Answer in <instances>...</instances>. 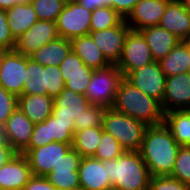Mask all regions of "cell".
I'll use <instances>...</instances> for the list:
<instances>
[{"mask_svg": "<svg viewBox=\"0 0 190 190\" xmlns=\"http://www.w3.org/2000/svg\"><path fill=\"white\" fill-rule=\"evenodd\" d=\"M180 147L163 123L146 127L139 152L151 176H167L172 173Z\"/></svg>", "mask_w": 190, "mask_h": 190, "instance_id": "obj_1", "label": "cell"}, {"mask_svg": "<svg viewBox=\"0 0 190 190\" xmlns=\"http://www.w3.org/2000/svg\"><path fill=\"white\" fill-rule=\"evenodd\" d=\"M112 108L143 122L146 126L163 124L164 112L161 104L134 87L125 78L120 81Z\"/></svg>", "mask_w": 190, "mask_h": 190, "instance_id": "obj_2", "label": "cell"}, {"mask_svg": "<svg viewBox=\"0 0 190 190\" xmlns=\"http://www.w3.org/2000/svg\"><path fill=\"white\" fill-rule=\"evenodd\" d=\"M111 186L118 190H147L151 174L139 151H125L119 158L104 161Z\"/></svg>", "mask_w": 190, "mask_h": 190, "instance_id": "obj_3", "label": "cell"}, {"mask_svg": "<svg viewBox=\"0 0 190 190\" xmlns=\"http://www.w3.org/2000/svg\"><path fill=\"white\" fill-rule=\"evenodd\" d=\"M102 127L120 143L125 151H140L147 126L113 108H107Z\"/></svg>", "mask_w": 190, "mask_h": 190, "instance_id": "obj_4", "label": "cell"}, {"mask_svg": "<svg viewBox=\"0 0 190 190\" xmlns=\"http://www.w3.org/2000/svg\"><path fill=\"white\" fill-rule=\"evenodd\" d=\"M22 94L48 95L53 99L65 88V82L59 66H45L34 62L27 56V78Z\"/></svg>", "mask_w": 190, "mask_h": 190, "instance_id": "obj_5", "label": "cell"}, {"mask_svg": "<svg viewBox=\"0 0 190 190\" xmlns=\"http://www.w3.org/2000/svg\"><path fill=\"white\" fill-rule=\"evenodd\" d=\"M124 78L116 64L94 70L85 96L91 105L112 108L120 81Z\"/></svg>", "mask_w": 190, "mask_h": 190, "instance_id": "obj_6", "label": "cell"}, {"mask_svg": "<svg viewBox=\"0 0 190 190\" xmlns=\"http://www.w3.org/2000/svg\"><path fill=\"white\" fill-rule=\"evenodd\" d=\"M92 11L84 8L75 0H67L59 14L56 26L59 37L72 38L89 35Z\"/></svg>", "mask_w": 190, "mask_h": 190, "instance_id": "obj_7", "label": "cell"}, {"mask_svg": "<svg viewBox=\"0 0 190 190\" xmlns=\"http://www.w3.org/2000/svg\"><path fill=\"white\" fill-rule=\"evenodd\" d=\"M149 46L142 33L130 29L126 35L121 58L116 64L125 77L131 71L153 62Z\"/></svg>", "mask_w": 190, "mask_h": 190, "instance_id": "obj_8", "label": "cell"}, {"mask_svg": "<svg viewBox=\"0 0 190 190\" xmlns=\"http://www.w3.org/2000/svg\"><path fill=\"white\" fill-rule=\"evenodd\" d=\"M71 148L72 143L54 141L39 148L24 149L21 154L28 159L34 176H46Z\"/></svg>", "mask_w": 190, "mask_h": 190, "instance_id": "obj_9", "label": "cell"}, {"mask_svg": "<svg viewBox=\"0 0 190 190\" xmlns=\"http://www.w3.org/2000/svg\"><path fill=\"white\" fill-rule=\"evenodd\" d=\"M74 121L56 120L52 115L45 121L36 123L25 149L39 148L51 142L73 143Z\"/></svg>", "mask_w": 190, "mask_h": 190, "instance_id": "obj_10", "label": "cell"}, {"mask_svg": "<svg viewBox=\"0 0 190 190\" xmlns=\"http://www.w3.org/2000/svg\"><path fill=\"white\" fill-rule=\"evenodd\" d=\"M124 78L134 87L162 104L166 75L162 71L159 62L153 61L146 66L131 71Z\"/></svg>", "mask_w": 190, "mask_h": 190, "instance_id": "obj_11", "label": "cell"}, {"mask_svg": "<svg viewBox=\"0 0 190 190\" xmlns=\"http://www.w3.org/2000/svg\"><path fill=\"white\" fill-rule=\"evenodd\" d=\"M27 78V56L15 50L7 51L0 65V85L19 97Z\"/></svg>", "mask_w": 190, "mask_h": 190, "instance_id": "obj_12", "label": "cell"}, {"mask_svg": "<svg viewBox=\"0 0 190 190\" xmlns=\"http://www.w3.org/2000/svg\"><path fill=\"white\" fill-rule=\"evenodd\" d=\"M81 155L71 148L45 177L57 190H80Z\"/></svg>", "mask_w": 190, "mask_h": 190, "instance_id": "obj_13", "label": "cell"}, {"mask_svg": "<svg viewBox=\"0 0 190 190\" xmlns=\"http://www.w3.org/2000/svg\"><path fill=\"white\" fill-rule=\"evenodd\" d=\"M131 28L123 19L117 26L101 31H90L89 35L111 64H117L121 58L124 42Z\"/></svg>", "mask_w": 190, "mask_h": 190, "instance_id": "obj_14", "label": "cell"}, {"mask_svg": "<svg viewBox=\"0 0 190 190\" xmlns=\"http://www.w3.org/2000/svg\"><path fill=\"white\" fill-rule=\"evenodd\" d=\"M59 37L56 22L37 20L31 28L16 40L14 50L30 56L36 50Z\"/></svg>", "mask_w": 190, "mask_h": 190, "instance_id": "obj_15", "label": "cell"}, {"mask_svg": "<svg viewBox=\"0 0 190 190\" xmlns=\"http://www.w3.org/2000/svg\"><path fill=\"white\" fill-rule=\"evenodd\" d=\"M161 108L164 113L172 110H190V76L188 72L166 77Z\"/></svg>", "mask_w": 190, "mask_h": 190, "instance_id": "obj_16", "label": "cell"}, {"mask_svg": "<svg viewBox=\"0 0 190 190\" xmlns=\"http://www.w3.org/2000/svg\"><path fill=\"white\" fill-rule=\"evenodd\" d=\"M171 0H139L125 18L126 24L140 31L147 27L158 26L167 4Z\"/></svg>", "mask_w": 190, "mask_h": 190, "instance_id": "obj_17", "label": "cell"}, {"mask_svg": "<svg viewBox=\"0 0 190 190\" xmlns=\"http://www.w3.org/2000/svg\"><path fill=\"white\" fill-rule=\"evenodd\" d=\"M32 176L26 156L16 153L0 168V190H23Z\"/></svg>", "mask_w": 190, "mask_h": 190, "instance_id": "obj_18", "label": "cell"}, {"mask_svg": "<svg viewBox=\"0 0 190 190\" xmlns=\"http://www.w3.org/2000/svg\"><path fill=\"white\" fill-rule=\"evenodd\" d=\"M34 125L19 107L7 119V122L4 124L6 138L8 144L17 153H21L29 145Z\"/></svg>", "mask_w": 190, "mask_h": 190, "instance_id": "obj_19", "label": "cell"}, {"mask_svg": "<svg viewBox=\"0 0 190 190\" xmlns=\"http://www.w3.org/2000/svg\"><path fill=\"white\" fill-rule=\"evenodd\" d=\"M159 26L181 41L190 38V8L177 0H171L164 11Z\"/></svg>", "mask_w": 190, "mask_h": 190, "instance_id": "obj_20", "label": "cell"}, {"mask_svg": "<svg viewBox=\"0 0 190 190\" xmlns=\"http://www.w3.org/2000/svg\"><path fill=\"white\" fill-rule=\"evenodd\" d=\"M78 171L80 190H104L112 187L107 176V167L101 160L82 157Z\"/></svg>", "mask_w": 190, "mask_h": 190, "instance_id": "obj_21", "label": "cell"}, {"mask_svg": "<svg viewBox=\"0 0 190 190\" xmlns=\"http://www.w3.org/2000/svg\"><path fill=\"white\" fill-rule=\"evenodd\" d=\"M89 105L88 98L84 94L64 88L60 95L54 98L52 116L56 120L73 121L79 118Z\"/></svg>", "mask_w": 190, "mask_h": 190, "instance_id": "obj_22", "label": "cell"}, {"mask_svg": "<svg viewBox=\"0 0 190 190\" xmlns=\"http://www.w3.org/2000/svg\"><path fill=\"white\" fill-rule=\"evenodd\" d=\"M150 48L154 61L162 60L181 40L158 26L140 30Z\"/></svg>", "mask_w": 190, "mask_h": 190, "instance_id": "obj_23", "label": "cell"}, {"mask_svg": "<svg viewBox=\"0 0 190 190\" xmlns=\"http://www.w3.org/2000/svg\"><path fill=\"white\" fill-rule=\"evenodd\" d=\"M72 51L83 63L94 70L103 69L111 65L90 35L79 36L71 40Z\"/></svg>", "mask_w": 190, "mask_h": 190, "instance_id": "obj_24", "label": "cell"}, {"mask_svg": "<svg viewBox=\"0 0 190 190\" xmlns=\"http://www.w3.org/2000/svg\"><path fill=\"white\" fill-rule=\"evenodd\" d=\"M18 107L34 123L45 121L52 115L54 99L46 95H25L18 97Z\"/></svg>", "mask_w": 190, "mask_h": 190, "instance_id": "obj_25", "label": "cell"}, {"mask_svg": "<svg viewBox=\"0 0 190 190\" xmlns=\"http://www.w3.org/2000/svg\"><path fill=\"white\" fill-rule=\"evenodd\" d=\"M72 50L71 41L63 37L48 42L47 44L40 47L29 57L34 62L39 63L43 67L45 66H59L62 60Z\"/></svg>", "mask_w": 190, "mask_h": 190, "instance_id": "obj_26", "label": "cell"}, {"mask_svg": "<svg viewBox=\"0 0 190 190\" xmlns=\"http://www.w3.org/2000/svg\"><path fill=\"white\" fill-rule=\"evenodd\" d=\"M7 23L15 40L27 32L38 20L31 3L17 4L6 9Z\"/></svg>", "mask_w": 190, "mask_h": 190, "instance_id": "obj_27", "label": "cell"}, {"mask_svg": "<svg viewBox=\"0 0 190 190\" xmlns=\"http://www.w3.org/2000/svg\"><path fill=\"white\" fill-rule=\"evenodd\" d=\"M163 123L181 147L190 146V110L168 111Z\"/></svg>", "mask_w": 190, "mask_h": 190, "instance_id": "obj_28", "label": "cell"}, {"mask_svg": "<svg viewBox=\"0 0 190 190\" xmlns=\"http://www.w3.org/2000/svg\"><path fill=\"white\" fill-rule=\"evenodd\" d=\"M160 66L166 77L190 71V50L180 41L162 60Z\"/></svg>", "mask_w": 190, "mask_h": 190, "instance_id": "obj_29", "label": "cell"}, {"mask_svg": "<svg viewBox=\"0 0 190 190\" xmlns=\"http://www.w3.org/2000/svg\"><path fill=\"white\" fill-rule=\"evenodd\" d=\"M103 127L86 128L74 133L72 148L81 157H93L97 151Z\"/></svg>", "mask_w": 190, "mask_h": 190, "instance_id": "obj_30", "label": "cell"}, {"mask_svg": "<svg viewBox=\"0 0 190 190\" xmlns=\"http://www.w3.org/2000/svg\"><path fill=\"white\" fill-rule=\"evenodd\" d=\"M123 19L111 6L99 7L92 11L90 29L101 31L115 27Z\"/></svg>", "mask_w": 190, "mask_h": 190, "instance_id": "obj_31", "label": "cell"}, {"mask_svg": "<svg viewBox=\"0 0 190 190\" xmlns=\"http://www.w3.org/2000/svg\"><path fill=\"white\" fill-rule=\"evenodd\" d=\"M66 2L67 0H32L30 3L38 20L56 22Z\"/></svg>", "mask_w": 190, "mask_h": 190, "instance_id": "obj_32", "label": "cell"}, {"mask_svg": "<svg viewBox=\"0 0 190 190\" xmlns=\"http://www.w3.org/2000/svg\"><path fill=\"white\" fill-rule=\"evenodd\" d=\"M107 108L99 105H89L79 118L73 119L74 133L86 128L100 127Z\"/></svg>", "mask_w": 190, "mask_h": 190, "instance_id": "obj_33", "label": "cell"}, {"mask_svg": "<svg viewBox=\"0 0 190 190\" xmlns=\"http://www.w3.org/2000/svg\"><path fill=\"white\" fill-rule=\"evenodd\" d=\"M124 152L125 150L121 147L120 143L111 134L103 130L97 151L93 158L104 162L117 159Z\"/></svg>", "mask_w": 190, "mask_h": 190, "instance_id": "obj_34", "label": "cell"}, {"mask_svg": "<svg viewBox=\"0 0 190 190\" xmlns=\"http://www.w3.org/2000/svg\"><path fill=\"white\" fill-rule=\"evenodd\" d=\"M169 176L190 187V146L180 147L172 173Z\"/></svg>", "mask_w": 190, "mask_h": 190, "instance_id": "obj_35", "label": "cell"}, {"mask_svg": "<svg viewBox=\"0 0 190 190\" xmlns=\"http://www.w3.org/2000/svg\"><path fill=\"white\" fill-rule=\"evenodd\" d=\"M93 72H75L74 74H61L65 82V88L78 94H84Z\"/></svg>", "mask_w": 190, "mask_h": 190, "instance_id": "obj_36", "label": "cell"}, {"mask_svg": "<svg viewBox=\"0 0 190 190\" xmlns=\"http://www.w3.org/2000/svg\"><path fill=\"white\" fill-rule=\"evenodd\" d=\"M17 107L18 97L0 85V126H4Z\"/></svg>", "mask_w": 190, "mask_h": 190, "instance_id": "obj_37", "label": "cell"}, {"mask_svg": "<svg viewBox=\"0 0 190 190\" xmlns=\"http://www.w3.org/2000/svg\"><path fill=\"white\" fill-rule=\"evenodd\" d=\"M147 190H190V187L169 175L151 176Z\"/></svg>", "mask_w": 190, "mask_h": 190, "instance_id": "obj_38", "label": "cell"}, {"mask_svg": "<svg viewBox=\"0 0 190 190\" xmlns=\"http://www.w3.org/2000/svg\"><path fill=\"white\" fill-rule=\"evenodd\" d=\"M61 74H74L75 72H94L71 50L59 65Z\"/></svg>", "mask_w": 190, "mask_h": 190, "instance_id": "obj_39", "label": "cell"}, {"mask_svg": "<svg viewBox=\"0 0 190 190\" xmlns=\"http://www.w3.org/2000/svg\"><path fill=\"white\" fill-rule=\"evenodd\" d=\"M16 40L13 38L7 23L6 10L0 9V49L14 50Z\"/></svg>", "mask_w": 190, "mask_h": 190, "instance_id": "obj_40", "label": "cell"}, {"mask_svg": "<svg viewBox=\"0 0 190 190\" xmlns=\"http://www.w3.org/2000/svg\"><path fill=\"white\" fill-rule=\"evenodd\" d=\"M23 190H57L45 176H32Z\"/></svg>", "mask_w": 190, "mask_h": 190, "instance_id": "obj_41", "label": "cell"}, {"mask_svg": "<svg viewBox=\"0 0 190 190\" xmlns=\"http://www.w3.org/2000/svg\"><path fill=\"white\" fill-rule=\"evenodd\" d=\"M139 0H110V6L124 19Z\"/></svg>", "mask_w": 190, "mask_h": 190, "instance_id": "obj_42", "label": "cell"}, {"mask_svg": "<svg viewBox=\"0 0 190 190\" xmlns=\"http://www.w3.org/2000/svg\"><path fill=\"white\" fill-rule=\"evenodd\" d=\"M17 152L12 147H0V168L7 163Z\"/></svg>", "mask_w": 190, "mask_h": 190, "instance_id": "obj_43", "label": "cell"}, {"mask_svg": "<svg viewBox=\"0 0 190 190\" xmlns=\"http://www.w3.org/2000/svg\"><path fill=\"white\" fill-rule=\"evenodd\" d=\"M75 1L90 11H94L96 8H98L97 0H75Z\"/></svg>", "mask_w": 190, "mask_h": 190, "instance_id": "obj_44", "label": "cell"}, {"mask_svg": "<svg viewBox=\"0 0 190 190\" xmlns=\"http://www.w3.org/2000/svg\"><path fill=\"white\" fill-rule=\"evenodd\" d=\"M0 147H11L8 144L7 138H6V133L4 130V126H0Z\"/></svg>", "mask_w": 190, "mask_h": 190, "instance_id": "obj_45", "label": "cell"}, {"mask_svg": "<svg viewBox=\"0 0 190 190\" xmlns=\"http://www.w3.org/2000/svg\"><path fill=\"white\" fill-rule=\"evenodd\" d=\"M15 5V0H0V9H9Z\"/></svg>", "mask_w": 190, "mask_h": 190, "instance_id": "obj_46", "label": "cell"}, {"mask_svg": "<svg viewBox=\"0 0 190 190\" xmlns=\"http://www.w3.org/2000/svg\"><path fill=\"white\" fill-rule=\"evenodd\" d=\"M97 3H98V8L110 6V0H97Z\"/></svg>", "mask_w": 190, "mask_h": 190, "instance_id": "obj_47", "label": "cell"}, {"mask_svg": "<svg viewBox=\"0 0 190 190\" xmlns=\"http://www.w3.org/2000/svg\"><path fill=\"white\" fill-rule=\"evenodd\" d=\"M32 0H15V5L17 4H27L30 3Z\"/></svg>", "mask_w": 190, "mask_h": 190, "instance_id": "obj_48", "label": "cell"}, {"mask_svg": "<svg viewBox=\"0 0 190 190\" xmlns=\"http://www.w3.org/2000/svg\"><path fill=\"white\" fill-rule=\"evenodd\" d=\"M182 3L185 7L190 8V0H178Z\"/></svg>", "mask_w": 190, "mask_h": 190, "instance_id": "obj_49", "label": "cell"}, {"mask_svg": "<svg viewBox=\"0 0 190 190\" xmlns=\"http://www.w3.org/2000/svg\"><path fill=\"white\" fill-rule=\"evenodd\" d=\"M6 52H7L6 50L0 49V65L2 63L3 57H4V55H5Z\"/></svg>", "mask_w": 190, "mask_h": 190, "instance_id": "obj_50", "label": "cell"}, {"mask_svg": "<svg viewBox=\"0 0 190 190\" xmlns=\"http://www.w3.org/2000/svg\"><path fill=\"white\" fill-rule=\"evenodd\" d=\"M184 42L187 44L188 49L190 50V38H189V39H187V40H185Z\"/></svg>", "mask_w": 190, "mask_h": 190, "instance_id": "obj_51", "label": "cell"}, {"mask_svg": "<svg viewBox=\"0 0 190 190\" xmlns=\"http://www.w3.org/2000/svg\"><path fill=\"white\" fill-rule=\"evenodd\" d=\"M104 190H118V189L112 186V187L104 189Z\"/></svg>", "mask_w": 190, "mask_h": 190, "instance_id": "obj_52", "label": "cell"}]
</instances>
